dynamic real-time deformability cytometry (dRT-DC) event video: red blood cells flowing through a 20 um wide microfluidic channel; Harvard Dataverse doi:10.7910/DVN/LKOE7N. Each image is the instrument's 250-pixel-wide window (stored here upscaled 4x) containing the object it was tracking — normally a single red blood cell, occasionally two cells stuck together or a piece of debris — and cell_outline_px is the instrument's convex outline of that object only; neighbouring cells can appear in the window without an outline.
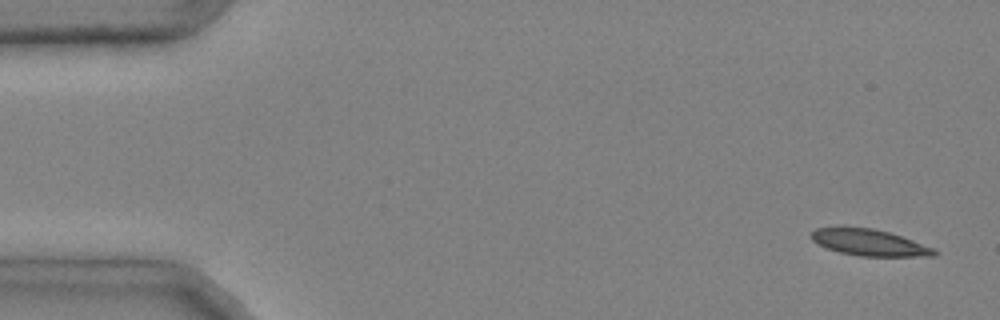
{"species": "common noctule bat (a hibernating species)", "species_latin": "Nyctalus noctula", "temperature_condition": "cold", "stored_images_in_passage": 47, "camera_frame_rate_fps": 3000, "um_per_image_px": 0.085, "animal": {"sex": "male", "body_mass_g": 20.4}, "frame": {"image": 1, "passage_image": 2, "time_ms": 0.333, "image_size_px": [1000, 320], "cell_outline_px": [[936, 256], [860, 256], [840, 252], [828, 248], [812, 240], [812, 232], [816, 228], [844, 224], [872, 228], [888, 232], [936, 248]], "centroid_in_image_um": [73.86, 20.57], "position_along_channel_um": 11.1, "area_um2": 19.25}}
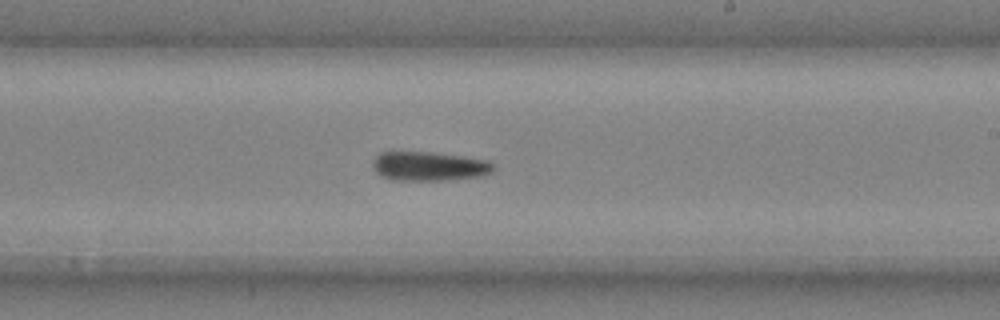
{"frame": {"image": 2, "passage_image": 29, "time_ms": 9.333, "image_size_px": [1000, 320], "cell_outline_px": [[496, 168], [492, 172], [484, 176], [448, 180], [392, 180], [380, 176], [372, 168], [372, 160], [380, 152], [432, 152], [464, 156], [488, 160], [496, 164]], "centroid_in_image_um": [36.51, 14.13], "position_along_channel_um": 252.5, "area_um2": 20.98}}
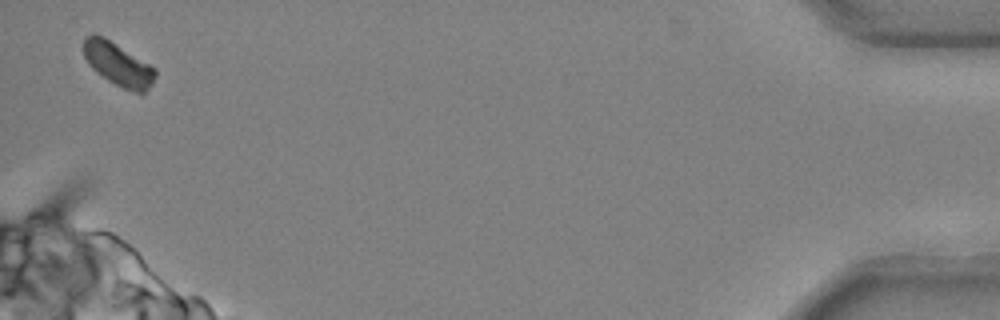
{"frame": {"image": 3, "passage_image": 47, "time_ms": 15.333, "image_size_px": [1000, 320], "cell_outline_px": [[156, 76], [152, 84], [144, 92], [136, 92], [124, 88], [108, 80], [96, 72], [88, 64], [84, 56], [84, 36], [104, 36], [156, 68]], "centroid_in_image_um": [10.05, 5.46], "position_along_channel_um": 425.1, "area_um2": 17.74}, "authors_computed_cell_mechanics": {"area_um2": 19.9988, "velocity_mm_per_s": 3.9956, "shape_relaxation_time_tau1_ms": 6.5385, "shape_relaxation_time_tau2_ms": null, "deformation_change_tau1": 0.1512, "deformation_change_tau2": null}}